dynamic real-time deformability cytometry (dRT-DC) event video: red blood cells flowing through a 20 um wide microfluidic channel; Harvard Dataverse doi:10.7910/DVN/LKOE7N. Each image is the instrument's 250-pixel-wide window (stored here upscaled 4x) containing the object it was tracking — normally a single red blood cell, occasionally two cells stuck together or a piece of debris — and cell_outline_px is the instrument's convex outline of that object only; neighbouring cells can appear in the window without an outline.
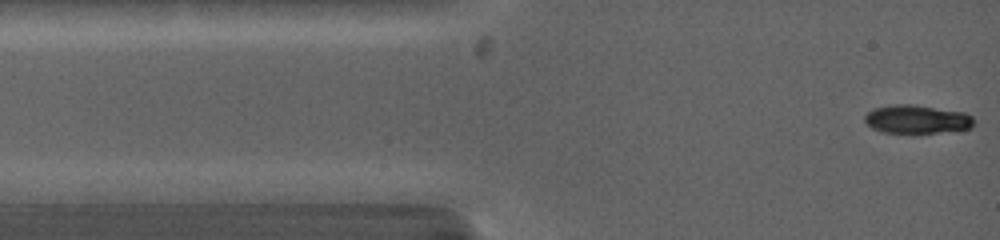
{"species": "common noctule bat (a hibernating species)", "species_latin": "Nyctalus noctula", "temperature_condition": "warm", "stored_images_in_passage": 19, "camera_frame_rate_fps": 5000, "um_per_image_px": 0.085, "animal": {"sex": "female", "body_mass_g": 19.0, "forearm_length_mm": 53.3}, "frame": {"image": 1, "passage_image": 1, "time_ms": 0.0, "image_size_px": [1000, 240], "cell_outline_px": [[972, 128], [912, 136], [880, 132], [872, 128], [864, 120], [864, 116], [868, 112], [876, 108], [892, 104], [912, 104], [964, 112], [972, 116]], "centroid_in_image_um": [77.9, 10.18], "position_along_channel_um": 7.1, "area_um2": 18.79}}